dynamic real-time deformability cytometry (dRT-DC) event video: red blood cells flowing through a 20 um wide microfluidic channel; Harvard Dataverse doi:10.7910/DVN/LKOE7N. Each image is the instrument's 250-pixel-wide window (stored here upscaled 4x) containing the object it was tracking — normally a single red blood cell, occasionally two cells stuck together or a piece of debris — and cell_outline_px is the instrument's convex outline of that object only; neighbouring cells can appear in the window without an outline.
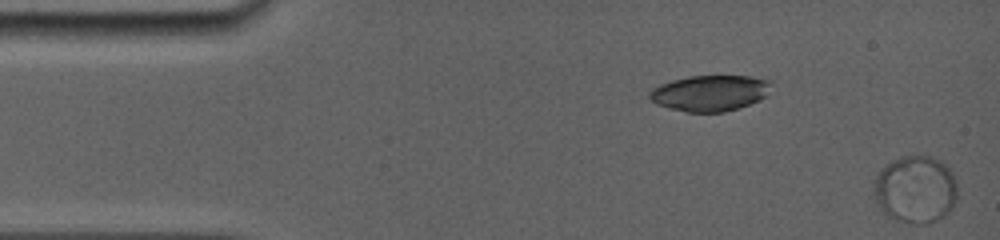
{"species": "common noctule bat (a hibernating species)", "species_latin": "Nyctalus noctula", "temperature_condition": "room temperature", "stored_images_in_passage": 81, "segment_of_instrument_passage": [1, 2], "camera_frame_rate_fps": 5000, "um_per_image_px": 0.085, "animal": {"sex": "female", "body_mass_g": 19.0, "forearm_length_mm": 56.7}, "frame": {"image": 1, "passage_image": 1, "time_ms": 0.0, "image_size_px": [1000, 240], "cell_outline_px": [[956, 200], [952, 208], [944, 216], [936, 220], [924, 224], [916, 224], [896, 220], [884, 212], [876, 204], [872, 192], [872, 188], [876, 176], [892, 160], [900, 156], [932, 156], [944, 160], [952, 172], [956, 180]], "centroid_in_image_um": [77.82, 16.08], "position_along_channel_um": 7.2, "area_um2": 33.23}}
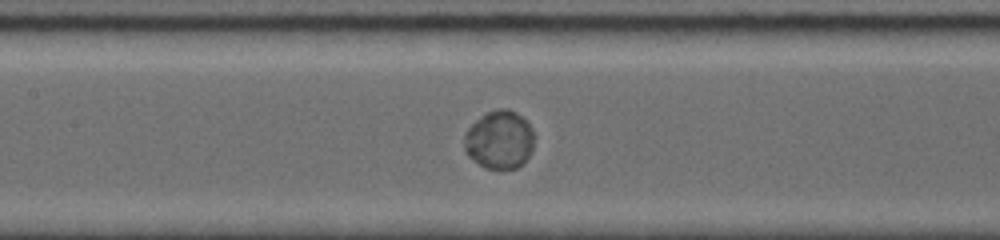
{"frame": {"image": 2, "passage_image": 35, "time_ms": 7.4, "image_size_px": [1000, 240], "cell_outline_px": [[536, 136], [532, 148], [524, 164], [516, 168], [484, 168], [472, 160], [468, 156], [464, 148], [464, 132], [480, 116], [496, 108], [508, 108], [516, 112], [532, 128]], "centroid_in_image_um": [42.45, 11.88], "position_along_channel_um": 165.0, "area_um2": 24.04}}
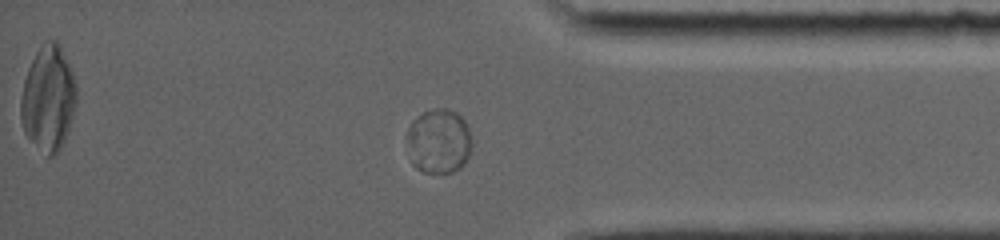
{"frame": {"image": 3, "passage_image": 71, "time_ms": 13.6, "image_size_px": [1000, 240], "cell_outline_px": [[472, 144], [468, 156], [464, 164], [460, 168], [452, 172], [424, 172], [416, 168], [412, 164], [408, 140], [408, 128], [412, 120], [416, 116], [424, 112], [436, 108], [448, 108], [456, 112], [464, 120], [468, 128]], "centroid_in_image_um": [37.31, 11.99], "position_along_channel_um": 397.9, "area_um2": 24.33}}